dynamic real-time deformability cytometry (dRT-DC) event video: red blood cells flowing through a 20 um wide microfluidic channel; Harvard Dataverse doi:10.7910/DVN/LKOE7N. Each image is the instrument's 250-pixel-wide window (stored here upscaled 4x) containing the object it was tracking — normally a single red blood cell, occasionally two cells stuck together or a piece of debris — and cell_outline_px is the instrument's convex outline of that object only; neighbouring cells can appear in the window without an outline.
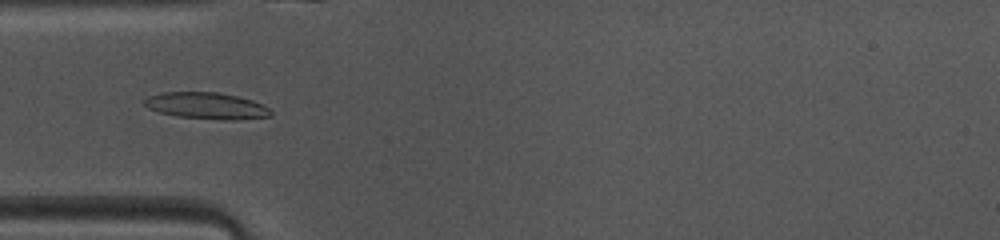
{"species": "common noctule bat (a hibernating species)", "species_latin": "Nyctalus noctula", "temperature_condition": "warm", "stored_images_in_passage": 42, "camera_frame_rate_fps": 3000, "um_per_image_px": 0.085, "animal": {"sex": "female", "body_mass_g": 10.0, "forearm_length_mm": 53.1}, "frame": {"image": 1, "passage_image": 8, "time_ms": 2.333, "image_size_px": [1000, 240], "cell_outline_px": [[272, 116], [232, 120], [224, 120], [176, 116], [160, 112], [148, 108], [144, 104], [144, 100], [148, 96], [160, 92], [216, 92], [236, 96], [252, 100], [268, 108], [272, 112]], "centroid_in_image_um": [17.53, 8.99], "position_along_channel_um": 67.5, "area_um2": 19.42}}
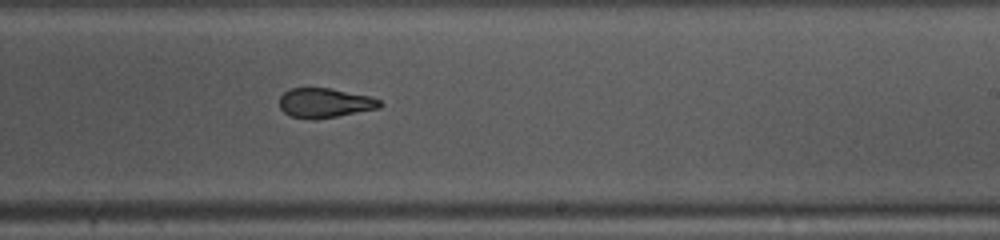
{"frame": {"image": 2, "passage_image": 22, "time_ms": 7.0, "image_size_px": [1000, 240], "cell_outline_px": [[384, 104], [380, 108], [316, 120], [312, 120], [292, 116], [284, 112], [280, 108], [280, 96], [284, 92], [292, 88], [328, 88], [368, 96], [380, 100]], "centroid_in_image_um": [27.61, 8.76], "position_along_channel_um": 261.4, "area_um2": 17.22}}
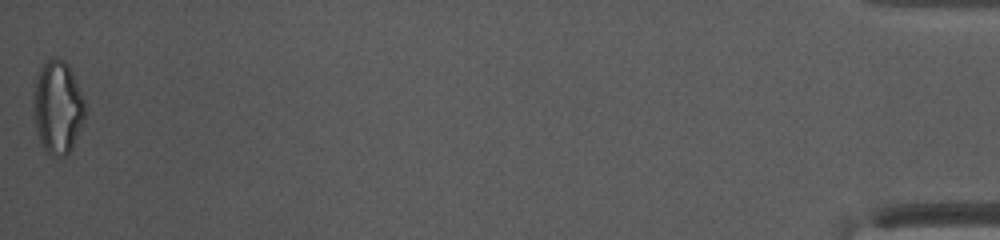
{"frame": {"image": 3, "passage_image": 42, "time_ms": 13.667, "image_size_px": [1000, 240], "cell_outline_px": [[84, 120], [72, 148], [64, 156], [52, 156], [40, 144], [36, 128], [32, 104], [36, 76], [40, 68], [48, 60], [64, 60], [68, 64], [84, 100]], "centroid_in_image_um": [4.88, 9.15], "position_along_channel_um": 430.3, "area_um2": 27.63}, "authors_computed_cell_mechanics": {"area_um2": 18.7561, "velocity_mm_per_s": 4.1284, "shape_relaxation_time_tau1_ms": 9.5766, "shape_relaxation_time_tau2_ms": 2.2364, "deformation_change_tau1": 0.2681, "deformation_change_tau2": 0.1094}}